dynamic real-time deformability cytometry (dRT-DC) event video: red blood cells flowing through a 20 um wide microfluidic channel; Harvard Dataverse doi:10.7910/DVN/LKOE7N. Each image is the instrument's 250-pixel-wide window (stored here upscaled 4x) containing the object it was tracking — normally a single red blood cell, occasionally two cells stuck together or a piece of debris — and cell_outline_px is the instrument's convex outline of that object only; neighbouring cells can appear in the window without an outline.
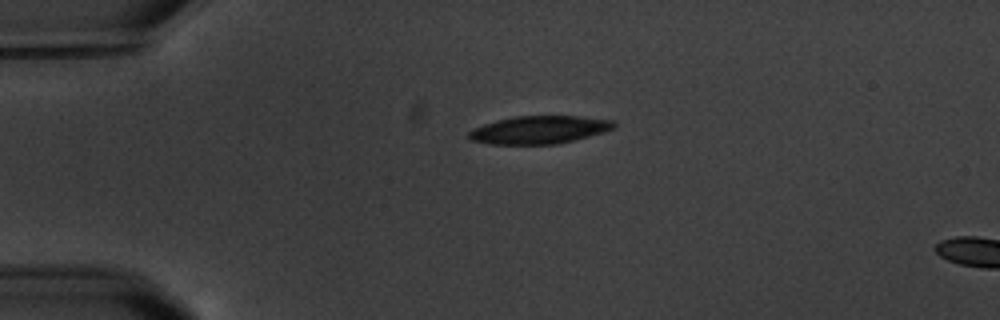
{"species": "common noctule bat (a hibernating species)", "species_latin": "Nyctalus noctula", "temperature_condition": "warm", "stored_images_in_passage": 3, "segment_of_instrument_passage": [1, 2], "camera_frame_rate_fps": 3000, "um_per_image_px": 0.085, "animal": {"sex": "male", "body_mass_g": 20.1, "forearm_length_mm": 53.5}, "frame": {"image": 1, "passage_image": 1, "time_ms": 0.0, "image_size_px": [1000, 320], "cell_outline_px": [[616, 128], [604, 132], [556, 144], [488, 144], [468, 140], [464, 136], [468, 132], [484, 124], [496, 120], [516, 116], [580, 116], [612, 120], [616, 124]], "centroid_in_image_um": [45.8, 11.03], "position_along_channel_um": 39.2, "area_um2": 23.64}}